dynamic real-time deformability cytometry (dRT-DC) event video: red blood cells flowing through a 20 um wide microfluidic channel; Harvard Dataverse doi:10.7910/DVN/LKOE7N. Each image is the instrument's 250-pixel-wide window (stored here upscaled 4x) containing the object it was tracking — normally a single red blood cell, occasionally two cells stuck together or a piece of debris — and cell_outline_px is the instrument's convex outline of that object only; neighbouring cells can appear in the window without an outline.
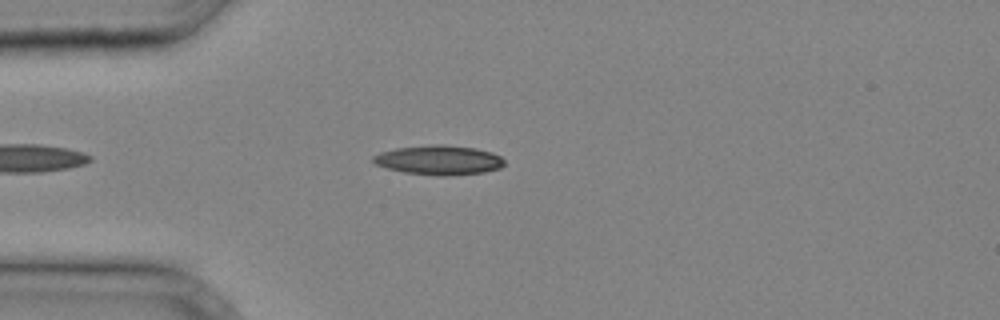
{"species": "common noctule bat (a hibernating species)", "species_latin": "Nyctalus noctula", "temperature_condition": "cold", "stored_images_in_passage": 8, "camera_frame_rate_fps": 3000, "um_per_image_px": 0.085, "animal": {"sex": "male", "body_mass_g": 20.4}, "frame": {"image": 1, "passage_image": 7, "time_ms": 2.0, "image_size_px": [1000, 320], "cell_outline_px": [[500, 164], [492, 168], [468, 172], [420, 172], [400, 168], [420, 148], [460, 148], [480, 152], [496, 156], [500, 160]], "centroid_in_image_um": [38.25, 13.66], "position_along_channel_um": 46.8, "area_um2": 13.64}}